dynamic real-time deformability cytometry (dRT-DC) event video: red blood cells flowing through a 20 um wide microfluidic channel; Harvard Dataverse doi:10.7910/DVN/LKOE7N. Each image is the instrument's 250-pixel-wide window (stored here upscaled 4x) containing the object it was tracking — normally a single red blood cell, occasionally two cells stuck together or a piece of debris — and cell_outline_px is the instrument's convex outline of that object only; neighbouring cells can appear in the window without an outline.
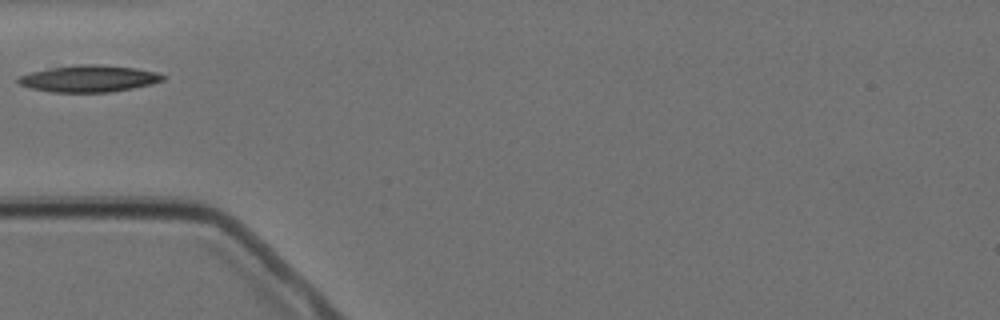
{"species": "Egyptian fruit bat (a non-hibernating species)", "species_latin": "Rousettus aegyptiacus", "temperature_condition": "cold", "stored_images_in_passage": 4, "camera_frame_rate_fps": 3000, "um_per_image_px": 0.085, "animal": {"sex": "female"}, "frame": {"image": 1, "passage_image": 1, "time_ms": 0.0, "image_size_px": [1000, 320], "cell_outline_px": [[168, 76], [164, 80], [132, 88], [112, 92], [52, 92], [28, 88], [20, 84], [16, 80], [20, 76], [32, 72], [48, 68], [80, 64], [100, 64], [136, 68], [156, 72]], "centroid_in_image_um": [7.56, 6.68], "position_along_channel_um": 77.4, "area_um2": 22.54}}
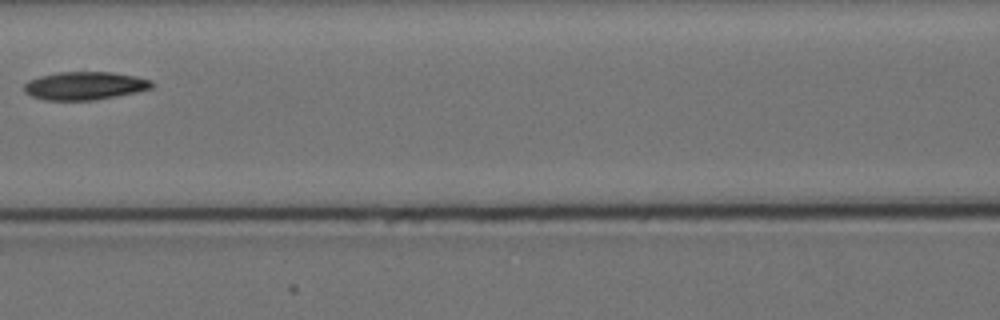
{"frame": {"image": 2, "passage_image": 3, "time_ms": 2.333, "image_size_px": [1000, 320], "cell_outline_px": [[152, 88], [136, 92], [92, 100], [44, 100], [32, 96], [24, 92], [24, 84], [28, 80], [40, 76], [60, 72], [112, 72], [136, 76], [152, 80]], "centroid_in_image_um": [7.18, 7.28], "position_along_channel_um": 159.4, "area_um2": 20.81}}
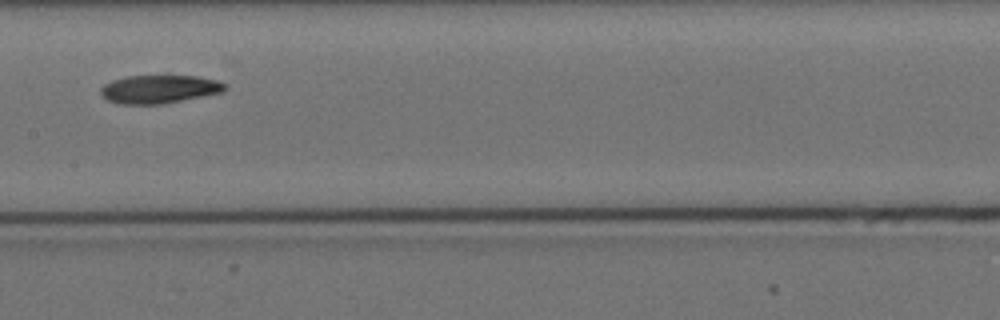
{"frame": {"image": 3, "passage_image": 4, "time_ms": 3.333, "image_size_px": [1000, 320], "cell_outline_px": [[228, 88], [224, 92], [160, 104], [120, 104], [108, 100], [100, 96], [100, 88], [104, 84], [112, 80], [128, 76], [196, 76], [216, 80], [228, 84]], "centroid_in_image_um": [13.54, 7.58], "position_along_channel_um": 193.9, "area_um2": 20.52}}